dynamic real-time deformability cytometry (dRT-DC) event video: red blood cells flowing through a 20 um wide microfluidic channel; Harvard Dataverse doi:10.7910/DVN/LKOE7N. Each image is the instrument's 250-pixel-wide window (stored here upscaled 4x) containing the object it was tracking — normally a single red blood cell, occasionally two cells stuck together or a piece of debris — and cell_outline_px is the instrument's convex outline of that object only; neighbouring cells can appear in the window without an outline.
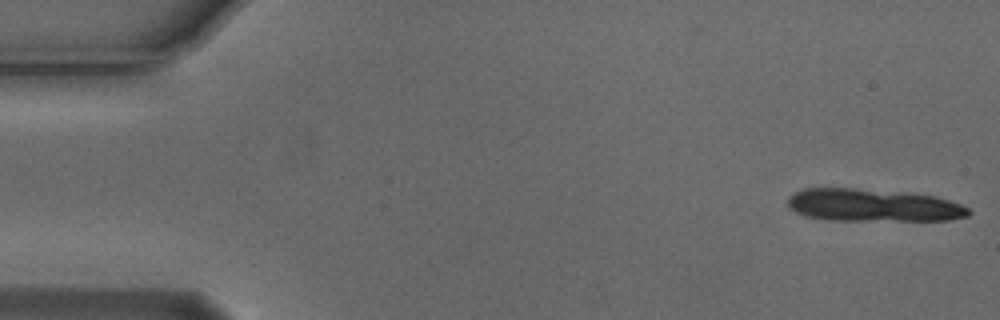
{"species": "Egyptian fruit bat (a non-hibernating species)", "species_latin": "Rousettus aegyptiacus", "temperature_condition": "cold", "stored_images_in_passage": 10, "camera_frame_rate_fps": 3000, "um_per_image_px": 0.085, "animal": {"sex": "male"}, "frame": {"image": 1, "passage_image": 1, "time_ms": 0.0, "image_size_px": [1000, 320], "cell_outline_px": [[972, 212], [968, 216], [948, 220], [828, 220], [808, 216], [796, 212], [788, 204], [788, 196], [792, 192], [804, 188], [856, 188], [912, 192], [936, 196], [960, 204], [968, 208]], "centroid_in_image_um": [74.22, 17.43], "position_along_channel_um": 10.8, "area_um2": 34.62}}